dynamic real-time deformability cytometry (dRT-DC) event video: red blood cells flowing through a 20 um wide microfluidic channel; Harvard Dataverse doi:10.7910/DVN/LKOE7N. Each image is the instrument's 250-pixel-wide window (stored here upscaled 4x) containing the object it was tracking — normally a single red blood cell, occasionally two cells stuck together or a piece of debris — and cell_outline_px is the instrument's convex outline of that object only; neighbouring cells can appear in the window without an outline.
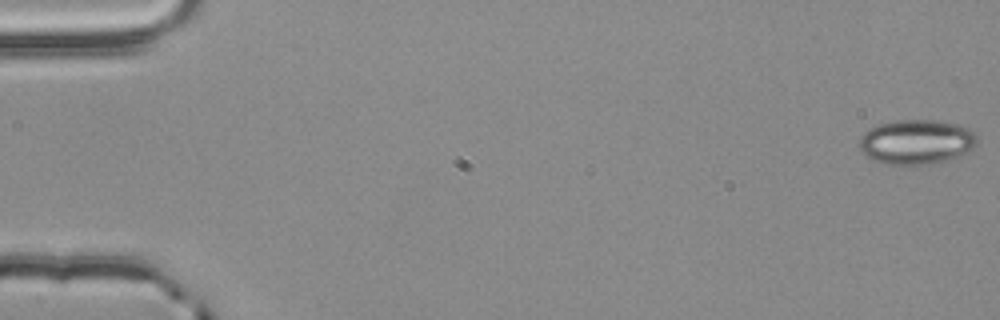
{"species": "common noctule bat (a hibernating species)", "species_latin": "Nyctalus noctula", "temperature_condition": "room temperature", "stored_images_in_passage": 55, "camera_frame_rate_fps": 3000, "um_per_image_px": 0.085, "animal": {"sex": "male", "body_mass_g": 20.4}, "frame": {"image": 1, "passage_image": 1, "time_ms": 0.0, "image_size_px": [1000, 320], "cell_outline_px": [[976, 144], [972, 148], [956, 156], [944, 160], [928, 164], [884, 164], [872, 160], [860, 148], [860, 136], [868, 128], [876, 124], [896, 120], [932, 120], [960, 124], [976, 132]], "centroid_in_image_um": [77.87, 12.03], "position_along_channel_um": 7.1, "area_um2": 30.52}}
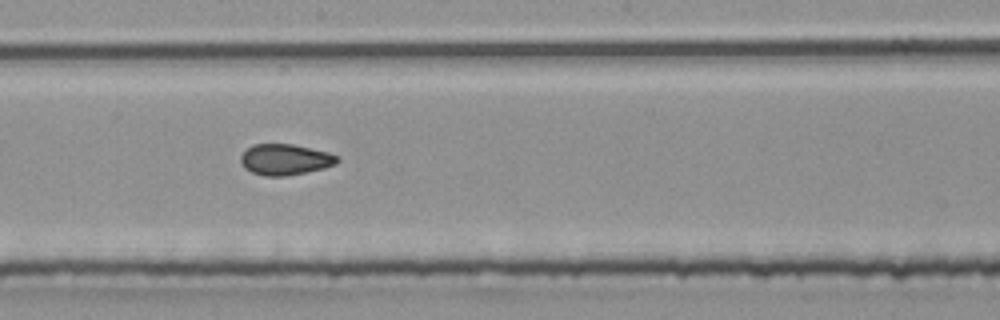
{"frame": {"image": 2, "passage_image": 31, "time_ms": 10.0, "image_size_px": [1000, 320], "cell_outline_px": [[340, 160], [336, 164], [324, 168], [284, 176], [264, 176], [252, 172], [244, 168], [240, 160], [240, 156], [252, 144], [292, 144], [328, 152], [340, 156]], "centroid_in_image_um": [24.25, 13.55], "position_along_channel_um": 224.0, "area_um2": 17.4}}
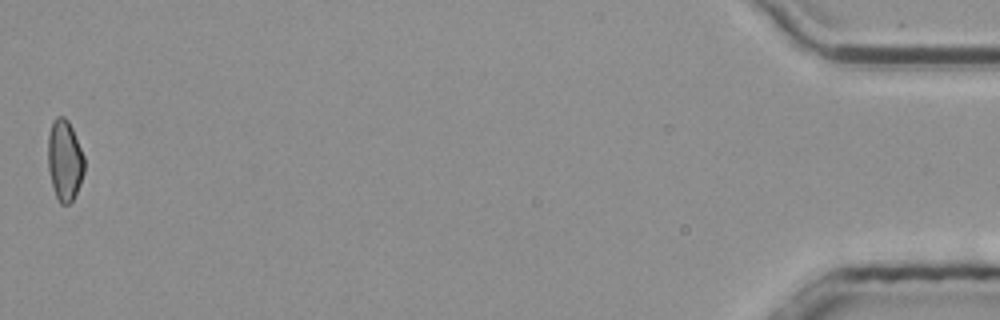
{"frame": {"image": 3, "passage_image": 55, "time_ms": 18.0, "image_size_px": [1000, 320], "cell_outline_px": [[84, 172], [80, 184], [72, 200], [68, 204], [60, 204], [52, 188], [48, 168], [48, 136], [52, 120], [56, 116], [64, 116], [68, 120], [72, 128], [84, 156]], "centroid_in_image_um": [5.48, 13.61], "position_along_channel_um": 429.7, "area_um2": 17.22}, "authors_computed_cell_mechanics": {"area_um2": 17.629, "velocity_mm_per_s": 3.8421, "shape_relaxation_time_tau1_ms": 5.4456, "shape_relaxation_time_tau2_ms": 2.0493, "deformation_change_tau1": 0.1061, "deformation_change_tau2": 0.081}}